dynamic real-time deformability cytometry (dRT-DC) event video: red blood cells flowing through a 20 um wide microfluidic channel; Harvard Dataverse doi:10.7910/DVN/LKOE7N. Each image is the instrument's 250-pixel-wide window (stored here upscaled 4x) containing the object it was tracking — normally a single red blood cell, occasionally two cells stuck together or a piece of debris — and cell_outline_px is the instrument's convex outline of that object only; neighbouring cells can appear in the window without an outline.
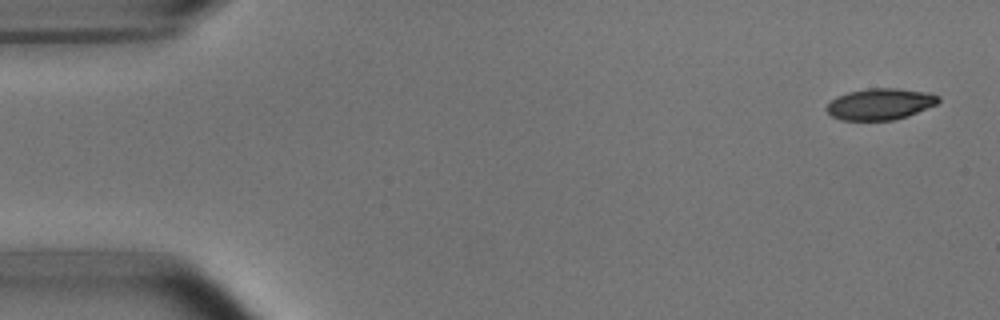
{"species": "common noctule bat (a hibernating species)", "species_latin": "Nyctalus noctula", "temperature_condition": "room temperature", "stored_images_in_passage": 6, "camera_frame_rate_fps": 3000, "um_per_image_px": 0.085, "animal": {"sex": "male", "body_mass_g": 15.6}, "frame": {"image": 1, "passage_image": 1, "time_ms": 0.0, "image_size_px": [1000, 320], "cell_outline_px": [[940, 100], [936, 104], [908, 116], [892, 120], [840, 120], [832, 116], [824, 108], [836, 96], [848, 92], [868, 88], [896, 88], [928, 92], [940, 96]], "centroid_in_image_um": [74.8, 8.84], "position_along_channel_um": 10.2, "area_um2": 20.46}}